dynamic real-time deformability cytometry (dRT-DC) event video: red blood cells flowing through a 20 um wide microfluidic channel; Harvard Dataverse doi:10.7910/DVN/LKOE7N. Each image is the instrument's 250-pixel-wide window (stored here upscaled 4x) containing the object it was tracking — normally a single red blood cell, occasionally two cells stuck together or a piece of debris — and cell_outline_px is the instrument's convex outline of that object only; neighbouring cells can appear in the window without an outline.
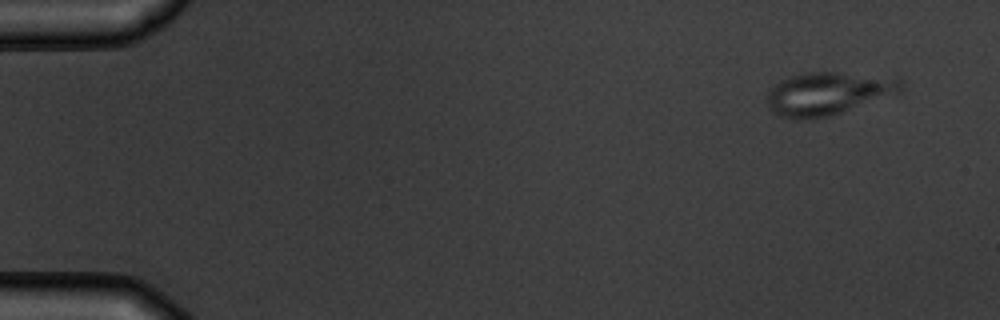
{"species": "common noctule bat (a hibernating species)", "species_latin": "Nyctalus noctula", "temperature_condition": "warm", "stored_images_in_passage": 7, "camera_frame_rate_fps": 3000, "um_per_image_px": 0.085, "animal": {"sex": "male", "body_mass_g": 19.5, "forearm_length_mm": 54.6}, "frame": {"image": 1, "passage_image": 1, "time_ms": 0.0, "image_size_px": [1000, 320], "cell_outline_px": [[904, 88], [900, 92], [832, 116], [812, 120], [792, 120], [780, 116], [768, 108], [764, 96], [768, 88], [788, 76], [808, 72], [832, 72], [900, 80], [904, 84]], "centroid_in_image_um": [70.24, 8.0], "position_along_channel_um": 14.8, "area_um2": 33.58}}